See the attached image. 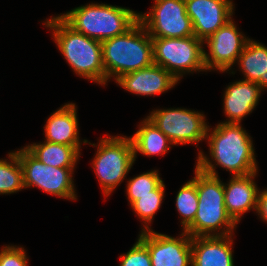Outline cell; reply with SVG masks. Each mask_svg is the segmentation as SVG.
Instances as JSON below:
<instances>
[{"label":"cell","instance_id":"cell-25","mask_svg":"<svg viewBox=\"0 0 267 266\" xmlns=\"http://www.w3.org/2000/svg\"><path fill=\"white\" fill-rule=\"evenodd\" d=\"M162 182L158 170H151L129 179L126 185V194L130 205L140 196L151 194V191L155 190Z\"/></svg>","mask_w":267,"mask_h":266},{"label":"cell","instance_id":"cell-12","mask_svg":"<svg viewBox=\"0 0 267 266\" xmlns=\"http://www.w3.org/2000/svg\"><path fill=\"white\" fill-rule=\"evenodd\" d=\"M138 236L149 251L152 266L192 265V237L185 231L178 238L152 229L141 231Z\"/></svg>","mask_w":267,"mask_h":266},{"label":"cell","instance_id":"cell-16","mask_svg":"<svg viewBox=\"0 0 267 266\" xmlns=\"http://www.w3.org/2000/svg\"><path fill=\"white\" fill-rule=\"evenodd\" d=\"M262 90L255 82L240 80L227 86L223 95V110L228 120L223 123L240 124L259 102Z\"/></svg>","mask_w":267,"mask_h":266},{"label":"cell","instance_id":"cell-23","mask_svg":"<svg viewBox=\"0 0 267 266\" xmlns=\"http://www.w3.org/2000/svg\"><path fill=\"white\" fill-rule=\"evenodd\" d=\"M195 177L187 181L178 191L176 196V208L182 221L183 231L194 221L197 207V167L194 171Z\"/></svg>","mask_w":267,"mask_h":266},{"label":"cell","instance_id":"cell-2","mask_svg":"<svg viewBox=\"0 0 267 266\" xmlns=\"http://www.w3.org/2000/svg\"><path fill=\"white\" fill-rule=\"evenodd\" d=\"M72 70L80 77L105 85L101 42L75 31L59 15L43 23Z\"/></svg>","mask_w":267,"mask_h":266},{"label":"cell","instance_id":"cell-4","mask_svg":"<svg viewBox=\"0 0 267 266\" xmlns=\"http://www.w3.org/2000/svg\"><path fill=\"white\" fill-rule=\"evenodd\" d=\"M197 194L195 219L184 231L191 237L233 235L237 223L227 213L220 178L197 167Z\"/></svg>","mask_w":267,"mask_h":266},{"label":"cell","instance_id":"cell-17","mask_svg":"<svg viewBox=\"0 0 267 266\" xmlns=\"http://www.w3.org/2000/svg\"><path fill=\"white\" fill-rule=\"evenodd\" d=\"M232 236L192 237L191 266H234Z\"/></svg>","mask_w":267,"mask_h":266},{"label":"cell","instance_id":"cell-28","mask_svg":"<svg viewBox=\"0 0 267 266\" xmlns=\"http://www.w3.org/2000/svg\"><path fill=\"white\" fill-rule=\"evenodd\" d=\"M256 213L267 223V188L259 190Z\"/></svg>","mask_w":267,"mask_h":266},{"label":"cell","instance_id":"cell-21","mask_svg":"<svg viewBox=\"0 0 267 266\" xmlns=\"http://www.w3.org/2000/svg\"><path fill=\"white\" fill-rule=\"evenodd\" d=\"M45 165L59 168H75L80 157V148L44 141L25 146Z\"/></svg>","mask_w":267,"mask_h":266},{"label":"cell","instance_id":"cell-19","mask_svg":"<svg viewBox=\"0 0 267 266\" xmlns=\"http://www.w3.org/2000/svg\"><path fill=\"white\" fill-rule=\"evenodd\" d=\"M237 62L246 81L255 82L260 89H267V47L249 39Z\"/></svg>","mask_w":267,"mask_h":266},{"label":"cell","instance_id":"cell-24","mask_svg":"<svg viewBox=\"0 0 267 266\" xmlns=\"http://www.w3.org/2000/svg\"><path fill=\"white\" fill-rule=\"evenodd\" d=\"M165 184L164 181L153 191L151 194L140 196L132 205L133 211L144 222L141 231L151 230L149 223L154 219V215L159 210L162 204V200L165 197Z\"/></svg>","mask_w":267,"mask_h":266},{"label":"cell","instance_id":"cell-7","mask_svg":"<svg viewBox=\"0 0 267 266\" xmlns=\"http://www.w3.org/2000/svg\"><path fill=\"white\" fill-rule=\"evenodd\" d=\"M153 62L171 73L178 81L183 74L206 71L204 41L195 35L185 38H152Z\"/></svg>","mask_w":267,"mask_h":266},{"label":"cell","instance_id":"cell-26","mask_svg":"<svg viewBox=\"0 0 267 266\" xmlns=\"http://www.w3.org/2000/svg\"><path fill=\"white\" fill-rule=\"evenodd\" d=\"M119 266H152L147 247L137 239L133 247L120 256Z\"/></svg>","mask_w":267,"mask_h":266},{"label":"cell","instance_id":"cell-1","mask_svg":"<svg viewBox=\"0 0 267 266\" xmlns=\"http://www.w3.org/2000/svg\"><path fill=\"white\" fill-rule=\"evenodd\" d=\"M210 130L212 128L210 129L208 125L206 140L209 143V154L212 159L200 150L196 167L206 174L217 177L218 165L230 171L232 176L258 172L253 141L241 124L220 122L213 131ZM211 160L215 161V164Z\"/></svg>","mask_w":267,"mask_h":266},{"label":"cell","instance_id":"cell-3","mask_svg":"<svg viewBox=\"0 0 267 266\" xmlns=\"http://www.w3.org/2000/svg\"><path fill=\"white\" fill-rule=\"evenodd\" d=\"M105 85L111 77L151 66L153 62L152 37L138 20L125 33L101 42Z\"/></svg>","mask_w":267,"mask_h":266},{"label":"cell","instance_id":"cell-5","mask_svg":"<svg viewBox=\"0 0 267 266\" xmlns=\"http://www.w3.org/2000/svg\"><path fill=\"white\" fill-rule=\"evenodd\" d=\"M138 14L126 7L91 3L59 16L75 31L103 42L129 30Z\"/></svg>","mask_w":267,"mask_h":266},{"label":"cell","instance_id":"cell-11","mask_svg":"<svg viewBox=\"0 0 267 266\" xmlns=\"http://www.w3.org/2000/svg\"><path fill=\"white\" fill-rule=\"evenodd\" d=\"M249 39L242 32H238L232 19L229 20L204 41L209 47L208 54L204 51L206 71L215 69L227 72L231 70Z\"/></svg>","mask_w":267,"mask_h":266},{"label":"cell","instance_id":"cell-14","mask_svg":"<svg viewBox=\"0 0 267 266\" xmlns=\"http://www.w3.org/2000/svg\"><path fill=\"white\" fill-rule=\"evenodd\" d=\"M115 82L130 93L141 96L162 94L179 81L163 67L152 64L118 77Z\"/></svg>","mask_w":267,"mask_h":266},{"label":"cell","instance_id":"cell-15","mask_svg":"<svg viewBox=\"0 0 267 266\" xmlns=\"http://www.w3.org/2000/svg\"><path fill=\"white\" fill-rule=\"evenodd\" d=\"M257 172L244 176H232L224 183V201L227 213L238 224L242 215L257 209L258 193L254 178Z\"/></svg>","mask_w":267,"mask_h":266},{"label":"cell","instance_id":"cell-22","mask_svg":"<svg viewBox=\"0 0 267 266\" xmlns=\"http://www.w3.org/2000/svg\"><path fill=\"white\" fill-rule=\"evenodd\" d=\"M8 159H0V194H12L25 189L23 169L16 151L8 153Z\"/></svg>","mask_w":267,"mask_h":266},{"label":"cell","instance_id":"cell-10","mask_svg":"<svg viewBox=\"0 0 267 266\" xmlns=\"http://www.w3.org/2000/svg\"><path fill=\"white\" fill-rule=\"evenodd\" d=\"M174 145L197 144L206 139L203 113L185 108L156 109L147 116Z\"/></svg>","mask_w":267,"mask_h":266},{"label":"cell","instance_id":"cell-18","mask_svg":"<svg viewBox=\"0 0 267 266\" xmlns=\"http://www.w3.org/2000/svg\"><path fill=\"white\" fill-rule=\"evenodd\" d=\"M78 125L76 104L67 103L47 119L44 127L45 141L81 147Z\"/></svg>","mask_w":267,"mask_h":266},{"label":"cell","instance_id":"cell-9","mask_svg":"<svg viewBox=\"0 0 267 266\" xmlns=\"http://www.w3.org/2000/svg\"><path fill=\"white\" fill-rule=\"evenodd\" d=\"M149 13L138 19L152 38H185L194 36L184 0H154Z\"/></svg>","mask_w":267,"mask_h":266},{"label":"cell","instance_id":"cell-27","mask_svg":"<svg viewBox=\"0 0 267 266\" xmlns=\"http://www.w3.org/2000/svg\"><path fill=\"white\" fill-rule=\"evenodd\" d=\"M27 258L21 246L7 245L0 250V266H28Z\"/></svg>","mask_w":267,"mask_h":266},{"label":"cell","instance_id":"cell-13","mask_svg":"<svg viewBox=\"0 0 267 266\" xmlns=\"http://www.w3.org/2000/svg\"><path fill=\"white\" fill-rule=\"evenodd\" d=\"M186 13L193 25L194 35L205 41L232 19V0H184Z\"/></svg>","mask_w":267,"mask_h":266},{"label":"cell","instance_id":"cell-6","mask_svg":"<svg viewBox=\"0 0 267 266\" xmlns=\"http://www.w3.org/2000/svg\"><path fill=\"white\" fill-rule=\"evenodd\" d=\"M97 144L92 165L104 196H109L133 167V143L130 137L118 135L103 137Z\"/></svg>","mask_w":267,"mask_h":266},{"label":"cell","instance_id":"cell-8","mask_svg":"<svg viewBox=\"0 0 267 266\" xmlns=\"http://www.w3.org/2000/svg\"><path fill=\"white\" fill-rule=\"evenodd\" d=\"M23 169L24 186L38 187L63 199L77 200L72 174L75 168L43 164L26 147L16 151Z\"/></svg>","mask_w":267,"mask_h":266},{"label":"cell","instance_id":"cell-20","mask_svg":"<svg viewBox=\"0 0 267 266\" xmlns=\"http://www.w3.org/2000/svg\"><path fill=\"white\" fill-rule=\"evenodd\" d=\"M133 143L134 159L137 153L145 156L165 155L174 145L170 139L147 117L139 124V129L130 137Z\"/></svg>","mask_w":267,"mask_h":266}]
</instances>
